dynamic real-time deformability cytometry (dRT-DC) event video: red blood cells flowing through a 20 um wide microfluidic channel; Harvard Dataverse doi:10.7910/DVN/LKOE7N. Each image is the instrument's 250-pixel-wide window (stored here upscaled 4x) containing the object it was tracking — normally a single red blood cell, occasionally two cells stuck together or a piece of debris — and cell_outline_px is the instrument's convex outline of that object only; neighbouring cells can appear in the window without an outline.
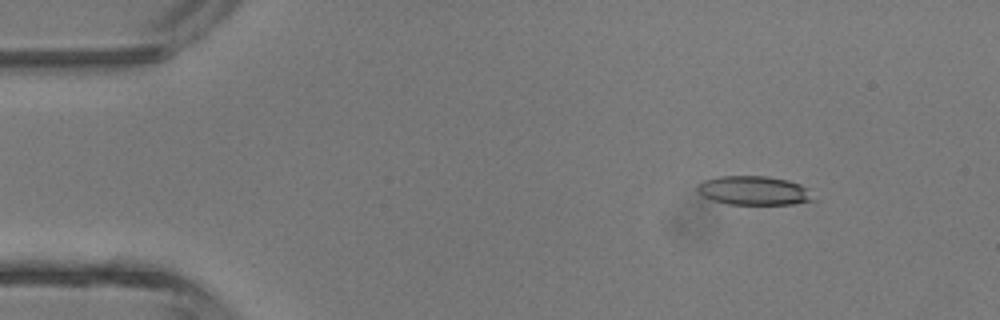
{"species": "common noctule bat (a hibernating species)", "species_latin": "Nyctalus noctula", "temperature_condition": "room temperature", "stored_images_in_passage": 4, "camera_frame_rate_fps": 3000, "um_per_image_px": 0.085, "animal": {"sex": "male", "body_mass_g": 13.3}, "frame": {"image": 1, "passage_image": 2, "time_ms": 1.333, "image_size_px": [1000, 320], "cell_outline_px": [[816, 200], [796, 204], [728, 204], [712, 200], [704, 196], [696, 188], [704, 180], [720, 176], [768, 176], [788, 180], [800, 184], [808, 188]], "centroid_in_image_um": [64.14, 16.2], "position_along_channel_um": 20.9, "area_um2": 19.59}}
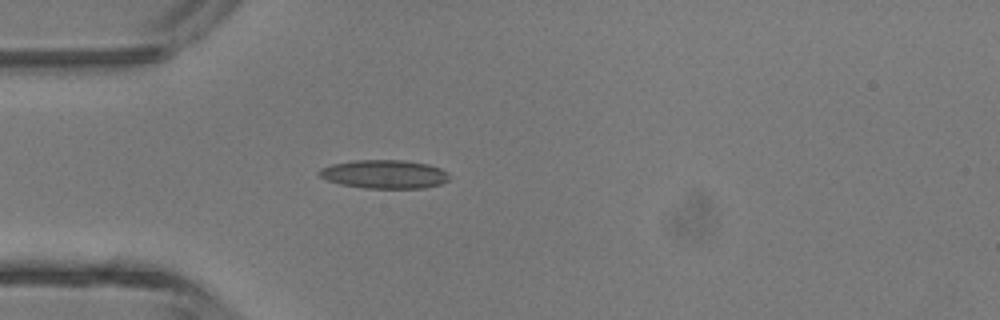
{"frame": {"image": 2, "passage_image": 4, "time_ms": 3.667, "image_size_px": [1000, 320], "cell_outline_px": [[452, 176], [448, 180], [440, 184], [424, 188], [364, 188], [340, 184], [328, 180], [320, 176], [316, 172], [320, 168], [332, 164], [356, 160], [404, 160], [428, 164], [440, 168], [448, 172]], "centroid_in_image_um": [32.69, 14.8], "position_along_channel_um": 52.3, "area_um2": 21.79}}